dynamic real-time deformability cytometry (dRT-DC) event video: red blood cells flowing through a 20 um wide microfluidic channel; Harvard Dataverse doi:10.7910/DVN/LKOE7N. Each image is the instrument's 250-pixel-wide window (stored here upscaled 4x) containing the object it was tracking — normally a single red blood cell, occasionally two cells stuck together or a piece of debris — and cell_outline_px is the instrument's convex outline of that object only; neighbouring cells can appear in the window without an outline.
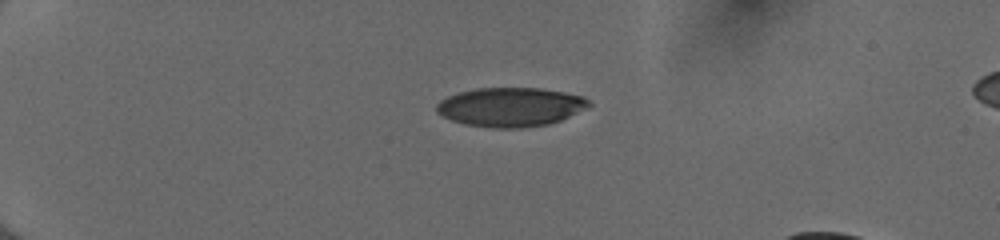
{"species": "human", "species_latin": "Homo sapiens", "temperature_condition": "cold", "stored_images_in_passage": 40, "camera_frame_rate_fps": 3000, "um_per_image_px": 0.085, "donor": {"sex": "female"}, "frame": {"image": 1, "passage_image": 1, "time_ms": 0.0, "image_size_px": [1000, 240], "cell_outline_px": [[592, 104], [560, 120], [548, 124], [520, 128], [488, 128], [464, 124], [452, 120], [436, 112], [436, 104], [440, 100], [448, 96], [460, 92], [476, 88], [540, 88], [564, 92], [584, 96]], "centroid_in_image_um": [43.36, 9.09], "position_along_channel_um": 41.6, "area_um2": 34.56}}
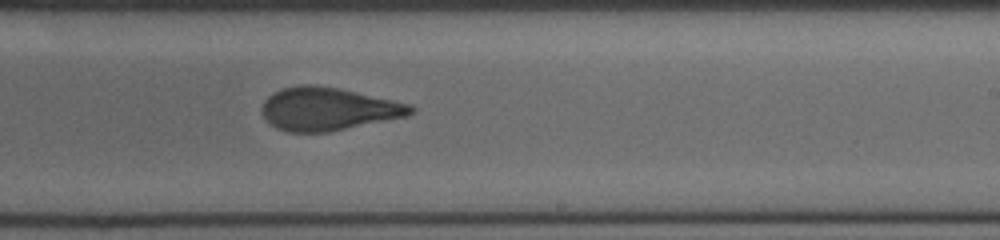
{"frame": {"image": 2, "passage_image": 22, "time_ms": 7.0, "image_size_px": [1000, 240], "cell_outline_px": [[416, 108], [408, 116], [328, 132], [288, 132], [276, 128], [264, 116], [260, 108], [264, 100], [272, 92], [280, 88], [300, 84], [312, 84], [340, 88], [412, 104]], "centroid_in_image_um": [27.88, 9.24], "position_along_channel_um": 261.1, "area_um2": 37.51}}
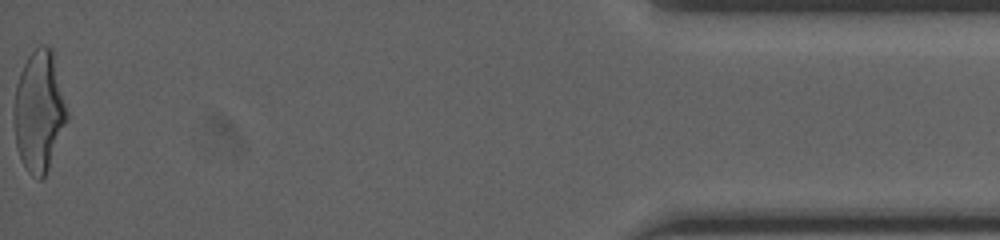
{"frame": {"image": 3, "passage_image": 40, "time_ms": 13.0, "image_size_px": [1000, 240], "cell_outline_px": [[68, 120], [48, 168], [44, 176], [40, 180], [32, 176], [28, 172], [20, 156], [16, 144], [12, 116], [12, 112], [16, 84], [20, 72], [28, 56], [40, 44], [48, 44], [52, 48], [68, 112]], "centroid_in_image_um": [3.31, 9.43], "position_along_channel_um": 431.9, "area_um2": 37.57}, "authors_computed_cell_mechanics": {"area_um2": 37.3966, "velocity_mm_per_s": 4.0398, "shape_relaxation_time_tau1_ms": 4.3036, "shape_relaxation_time_tau2_ms": 1.3501, "deformation_change_tau1": 0.1812, "deformation_change_tau2": 0.0858}}